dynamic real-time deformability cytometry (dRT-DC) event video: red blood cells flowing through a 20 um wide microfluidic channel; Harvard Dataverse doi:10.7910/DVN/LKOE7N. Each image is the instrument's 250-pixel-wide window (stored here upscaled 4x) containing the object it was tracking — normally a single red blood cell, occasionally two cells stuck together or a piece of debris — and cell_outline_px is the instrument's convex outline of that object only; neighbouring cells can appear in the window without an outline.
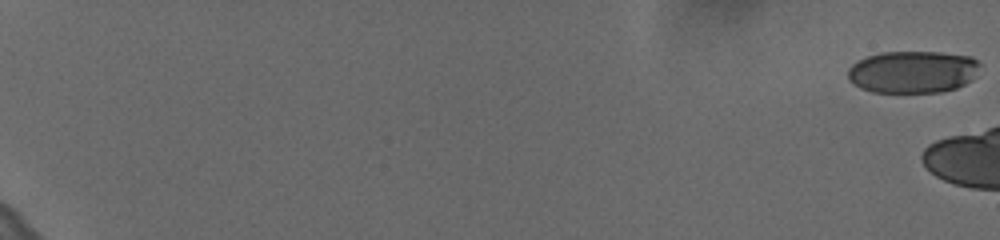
{"species": "human", "species_latin": "Homo sapiens", "temperature_condition": "cold", "stored_images_in_passage": 8, "camera_frame_rate_fps": 3000, "um_per_image_px": 0.085, "donor": {"sex": "female"}, "frame": {"image": 1, "passage_image": 1, "time_ms": 0.0, "image_size_px": [1000, 240], "cell_outline_px": [[980, 64], [972, 80], [956, 88], [940, 92], [872, 92], [860, 88], [848, 80], [848, 68], [852, 64], [868, 56], [884, 52], [940, 52], [972, 56]], "centroid_in_image_um": [77.58, 6.11], "position_along_channel_um": 7.4, "area_um2": 32.48}}